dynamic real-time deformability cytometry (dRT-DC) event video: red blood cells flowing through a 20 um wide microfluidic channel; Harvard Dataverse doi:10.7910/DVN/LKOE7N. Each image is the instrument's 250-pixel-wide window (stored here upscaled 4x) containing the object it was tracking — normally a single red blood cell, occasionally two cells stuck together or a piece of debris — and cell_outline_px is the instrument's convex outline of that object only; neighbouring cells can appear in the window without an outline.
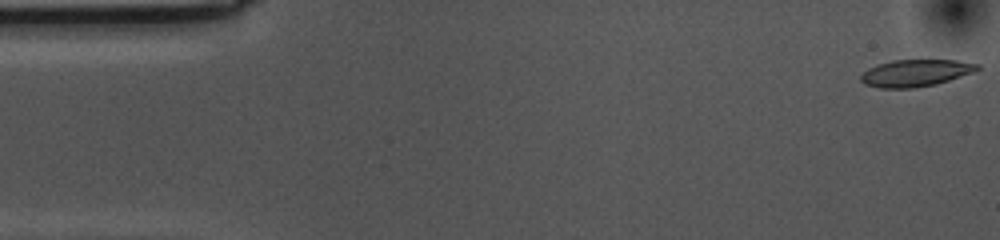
{"species": "common noctule bat (a hibernating species)", "species_latin": "Nyctalus noctula", "temperature_condition": "cold", "stored_images_in_passage": 55, "camera_frame_rate_fps": 3000, "um_per_image_px": 0.085, "animal": {"sex": "female", "body_mass_g": 10.0, "forearm_length_mm": 53.1}, "frame": {"image": 1, "passage_image": 1, "time_ms": 0.0, "image_size_px": [1000, 240], "cell_outline_px": [[980, 68], [976, 72], [936, 84], [912, 88], [880, 88], [864, 84], [860, 80], [860, 76], [868, 68], [876, 64], [892, 60], [956, 60], [980, 64]], "centroid_in_image_um": [77.83, 6.2], "position_along_channel_um": 7.2, "area_um2": 18.5}}
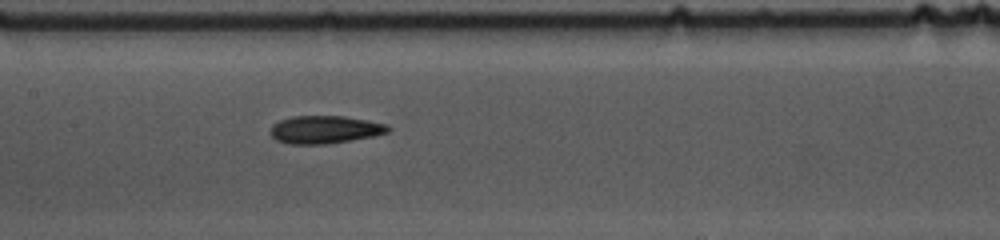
{"frame": {"image": 2, "passage_image": 25, "time_ms": 8.0, "image_size_px": [1000, 240], "cell_outline_px": [[392, 128], [388, 132], [372, 136], [328, 144], [288, 144], [276, 140], [268, 132], [272, 124], [280, 120], [292, 116], [344, 116], [368, 120], [388, 124]], "centroid_in_image_um": [27.59, 11.01], "position_along_channel_um": 179.8, "area_um2": 19.25}}
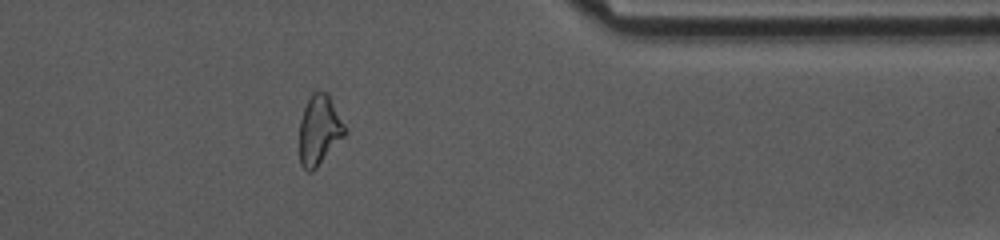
{"frame": {"image": 3, "passage_image": 44, "time_ms": 14.333, "image_size_px": [1000, 240], "cell_outline_px": [[348, 132], [316, 168], [312, 172], [308, 172], [300, 164], [300, 120], [304, 108], [312, 92], [328, 92], [348, 128]], "centroid_in_image_um": [27.17, 11.04], "position_along_channel_um": 384.2, "area_um2": 18.67}, "authors_computed_cell_mechanics": {"area_um2": 19.1896, "velocity_mm_per_s": 3.549, "shape_relaxation_time_tau1_ms": 7.5122, "shape_relaxation_time_tau2_ms": 4.5019, "deformation_change_tau1": 0.1869, "deformation_change_tau2": 0.1323}}